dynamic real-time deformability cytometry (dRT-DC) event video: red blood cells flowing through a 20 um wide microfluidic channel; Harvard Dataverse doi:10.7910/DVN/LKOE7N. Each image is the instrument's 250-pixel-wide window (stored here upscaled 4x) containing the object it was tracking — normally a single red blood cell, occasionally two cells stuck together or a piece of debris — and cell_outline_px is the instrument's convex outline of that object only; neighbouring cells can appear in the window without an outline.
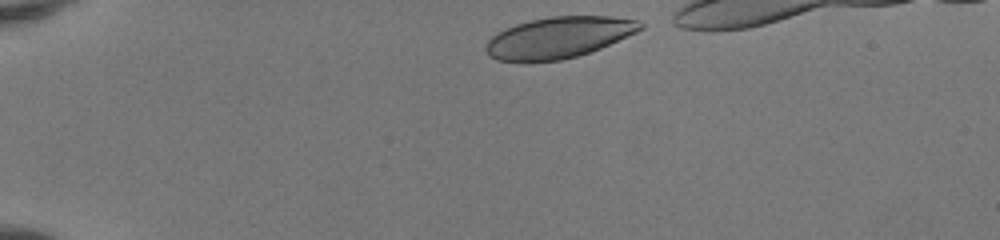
{"species": "human", "species_latin": "Homo sapiens", "temperature_condition": "room temperature", "stored_images_in_passage": 37, "camera_frame_rate_fps": 3000, "um_per_image_px": 0.085, "donor": {"sex": "female"}, "frame": {"image": 1, "passage_image": 1, "time_ms": 0.0, "image_size_px": [1000, 240], "cell_outline_px": [[644, 28], [636, 32], [600, 48], [576, 56], [560, 60], [496, 60], [488, 56], [484, 48], [488, 40], [496, 32], [504, 28], [528, 20], [552, 16], [612, 16], [640, 20], [644, 24]], "centroid_in_image_um": [47.48, 3.16], "position_along_channel_um": 37.5, "area_um2": 36.88}}
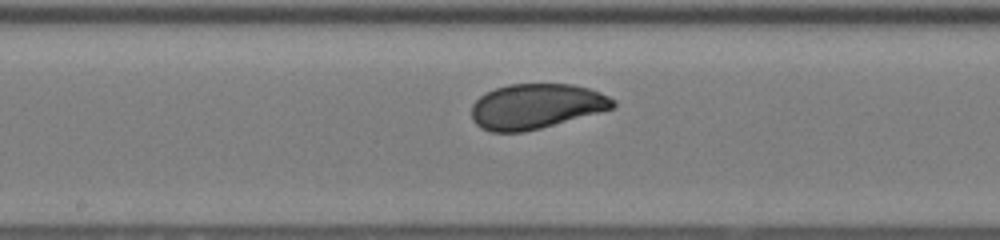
{"frame": {"image": 2, "passage_image": 18, "time_ms": 5.667, "image_size_px": [1000, 240], "cell_outline_px": [[616, 104], [612, 108], [540, 128], [524, 132], [492, 132], [480, 128], [472, 120], [472, 104], [484, 92], [508, 84], [572, 84], [588, 88], [600, 92], [616, 100]], "centroid_in_image_um": [45.52, 9.03], "position_along_channel_um": 202.7, "area_um2": 36.99}}
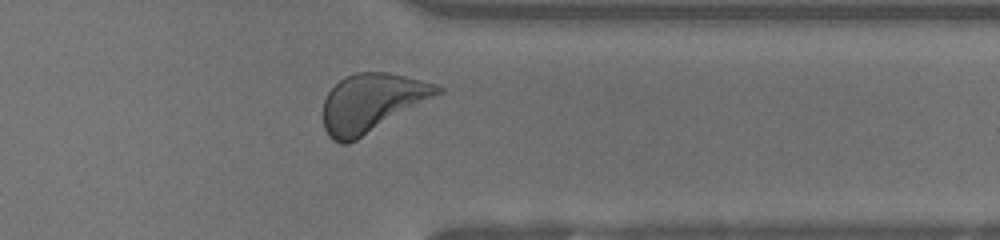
{"frame": {"image": 3, "passage_image": 31, "time_ms": 10.0, "image_size_px": [1000, 240], "cell_outline_px": [[444, 92], [356, 140], [348, 144], [340, 144], [332, 140], [328, 136], [324, 128], [324, 100], [328, 92], [344, 76], [356, 72], [388, 72], [436, 84], [444, 88]], "centroid_in_image_um": [31.6, 8.74], "position_along_channel_um": 379.8, "area_um2": 38.73}}